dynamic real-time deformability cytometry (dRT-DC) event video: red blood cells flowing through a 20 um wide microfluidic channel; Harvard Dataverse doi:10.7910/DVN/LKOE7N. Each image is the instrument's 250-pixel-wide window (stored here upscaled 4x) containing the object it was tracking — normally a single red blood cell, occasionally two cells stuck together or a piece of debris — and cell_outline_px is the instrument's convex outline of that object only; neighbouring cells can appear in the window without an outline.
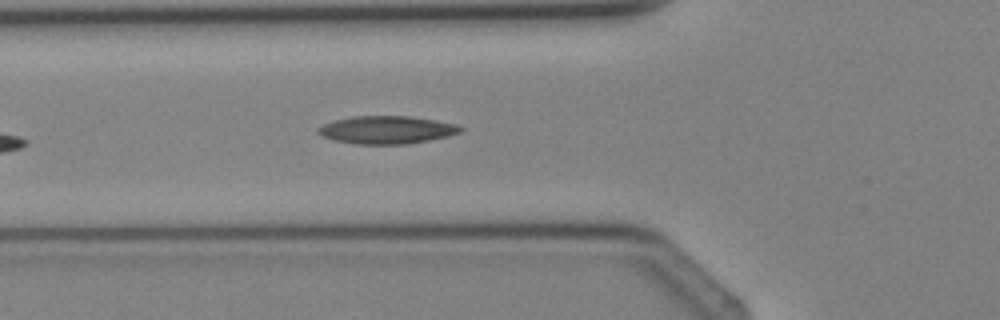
{"species": "Egyptian fruit bat (a non-hibernating species)", "species_latin": "Rousettus aegyptiacus", "temperature_condition": "cold", "stored_images_in_passage": 3, "camera_frame_rate_fps": 3000, "um_per_image_px": 0.085, "animal": {"sex": "female"}, "frame": {"image": 1, "passage_image": 3, "time_ms": 2.333, "image_size_px": [1000, 320], "cell_outline_px": [[464, 132], [448, 136], [408, 144], [356, 144], [332, 140], [316, 132], [316, 128], [324, 124], [336, 120], [352, 116], [412, 116], [436, 120], [456, 124], [464, 128]], "centroid_in_image_um": [32.9, 11.04], "position_along_channel_um": 92.9, "area_um2": 23.24}}